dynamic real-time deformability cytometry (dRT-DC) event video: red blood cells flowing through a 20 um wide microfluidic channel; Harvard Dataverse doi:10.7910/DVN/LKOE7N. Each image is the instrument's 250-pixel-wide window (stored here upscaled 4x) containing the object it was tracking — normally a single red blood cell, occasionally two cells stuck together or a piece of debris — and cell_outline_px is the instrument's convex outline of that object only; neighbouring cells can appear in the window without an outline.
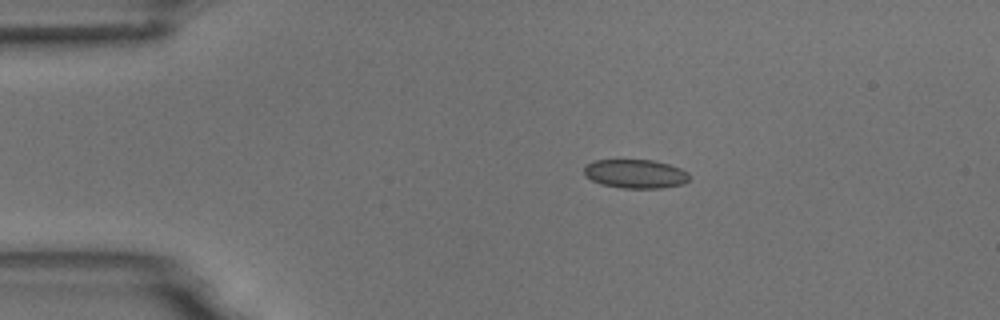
{"species": "common noctule bat (a hibernating species)", "species_latin": "Nyctalus noctula", "temperature_condition": "room temperature", "stored_images_in_passage": 6, "camera_frame_rate_fps": 3000, "um_per_image_px": 0.085, "animal": {"sex": "male", "body_mass_g": 18.8}, "frame": {"image": 1, "passage_image": 1, "time_ms": 0.0, "image_size_px": [1000, 320], "cell_outline_px": [[688, 180], [684, 184], [660, 188], [624, 188], [600, 184], [584, 176], [584, 164], [596, 160], [652, 160], [668, 164], [680, 168], [688, 172]], "centroid_in_image_um": [53.98, 14.77], "position_along_channel_um": 31.0, "area_um2": 17.74}}
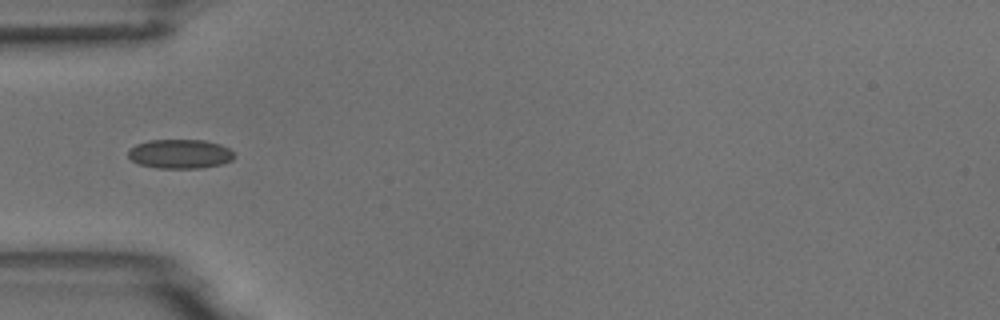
{"frame": {"image": 2, "passage_image": 3, "time_ms": 2.333, "image_size_px": [1000, 320], "cell_outline_px": [[236, 156], [232, 160], [220, 164], [200, 168], [156, 168], [140, 164], [132, 160], [128, 156], [128, 152], [136, 144], [148, 140], [204, 140], [220, 144], [228, 148]], "centroid_in_image_um": [15.31, 13.08], "position_along_channel_um": 69.7, "area_um2": 17.98}}